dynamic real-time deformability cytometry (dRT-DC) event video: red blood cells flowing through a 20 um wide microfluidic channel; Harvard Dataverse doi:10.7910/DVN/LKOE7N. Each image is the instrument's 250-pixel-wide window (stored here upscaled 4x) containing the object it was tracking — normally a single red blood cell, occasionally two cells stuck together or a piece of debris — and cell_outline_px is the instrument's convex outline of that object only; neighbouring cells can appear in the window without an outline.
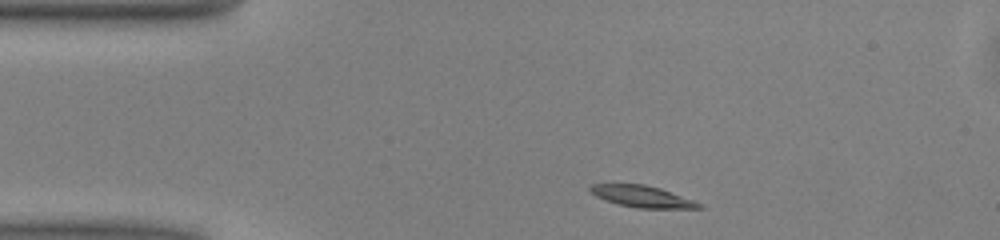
{"species": "common noctule bat (a hibernating species)", "species_latin": "Nyctalus noctula", "temperature_condition": "warm", "stored_images_in_passage": 42, "camera_frame_rate_fps": 3000, "um_per_image_px": 0.085, "animal": {"sex": "male", "body_mass_g": 13.0, "forearm_length_mm": 53.1}, "frame": {"image": 1, "passage_image": 1, "time_ms": 0.0, "image_size_px": [1000, 240], "cell_outline_px": [[704, 208], [640, 208], [616, 204], [596, 196], [588, 188], [592, 184], [644, 184], [660, 188], [704, 204]], "centroid_in_image_um": [54.61, 16.7], "position_along_channel_um": 30.4, "area_um2": 13.58}}
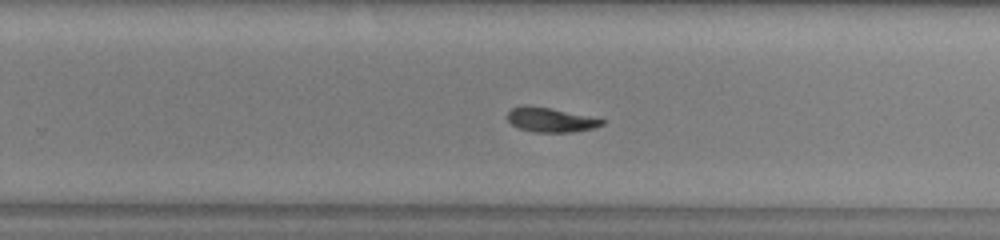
{"frame": {"image": 2, "passage_image": 23, "time_ms": 7.333, "image_size_px": [1000, 240], "cell_outline_px": [[604, 124], [592, 128], [572, 132], [532, 132], [520, 128], [512, 124], [508, 120], [508, 112], [512, 108], [552, 108], [604, 120]], "centroid_in_image_um": [46.83, 10.23], "position_along_channel_um": 283.0, "area_um2": 12.72}}
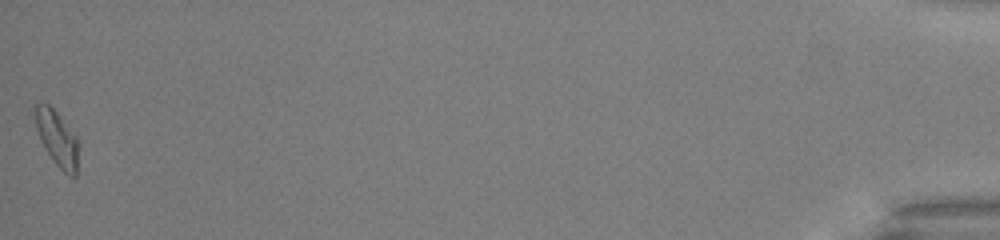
{"frame": {"image": 3, "passage_image": 42, "time_ms": 13.667, "image_size_px": [1000, 240], "cell_outline_px": [[80, 144], [76, 176], [68, 176], [52, 160], [44, 148], [40, 140], [36, 128], [32, 108], [32, 104], [40, 100], [48, 104], [56, 112], [76, 136]], "centroid_in_image_um": [4.82, 11.73], "position_along_channel_um": 430.4, "area_um2": 14.57}, "authors_computed_cell_mechanics": {"area_um2": 14.1032, "velocity_mm_per_s": 4.0362, "shape_relaxation_time_tau1_ms": 3.3331, "shape_relaxation_time_tau2_ms": 3.0435, "deformation_change_tau1": 0.1454, "deformation_change_tau2": 0.0851}}